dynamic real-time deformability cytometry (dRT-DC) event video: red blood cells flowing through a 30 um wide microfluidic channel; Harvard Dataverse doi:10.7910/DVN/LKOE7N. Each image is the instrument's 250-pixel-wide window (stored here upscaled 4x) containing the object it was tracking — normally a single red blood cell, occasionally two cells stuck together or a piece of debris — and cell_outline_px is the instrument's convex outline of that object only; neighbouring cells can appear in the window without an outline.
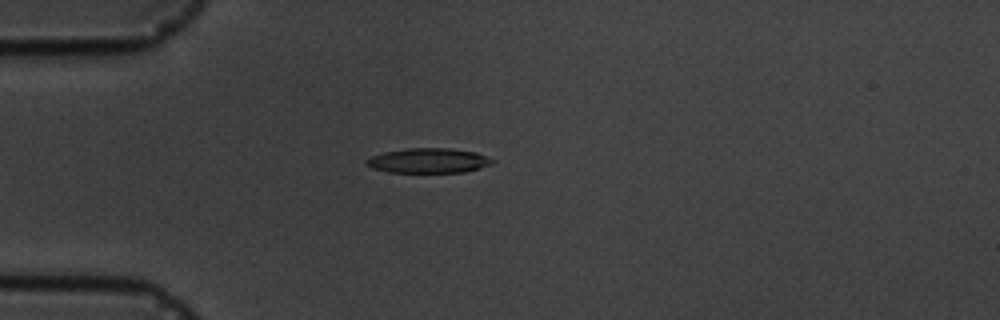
{"species": "common noctule bat (a hibernating species)", "species_latin": "Nyctalus noctula", "temperature_condition": "cold", "stored_images_in_passage": 10, "camera_frame_rate_fps": 3000, "um_per_image_px": 0.085, "animal": {"sex": "male", "body_mass_g": 19.5, "forearm_length_mm": 54.6}, "frame": {"image": 1, "passage_image": 4, "time_ms": 4.333, "image_size_px": [1000, 320], "cell_outline_px": [[492, 164], [480, 168], [464, 172], [388, 172], [372, 168], [364, 160], [372, 156], [384, 152], [408, 148], [448, 148], [476, 152], [492, 160]], "centroid_in_image_um": [36.4, 13.65], "position_along_channel_um": 48.6, "area_um2": 17.98}}
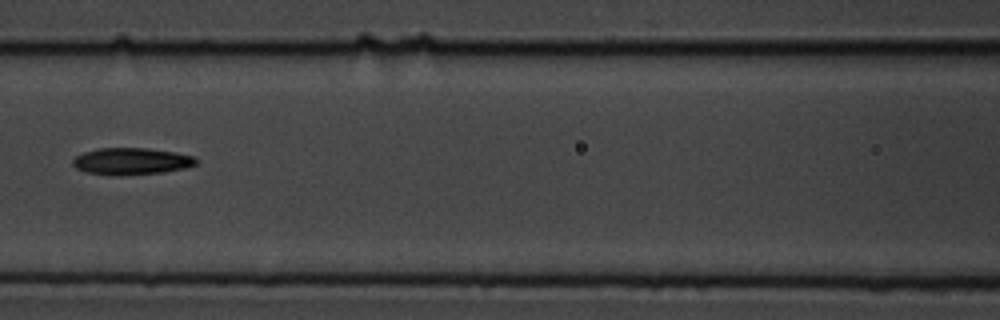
{"frame": {"image": 2, "passage_image": 7, "time_ms": 7.667, "image_size_px": [1000, 320], "cell_outline_px": [[200, 160], [196, 164], [184, 168], [164, 172], [120, 176], [112, 176], [84, 172], [76, 168], [72, 164], [72, 160], [76, 156], [84, 152], [100, 148], [148, 148], [176, 152], [196, 156]], "centroid_in_image_um": [11.19, 13.71], "position_along_channel_um": 155.4, "area_um2": 19.65}}
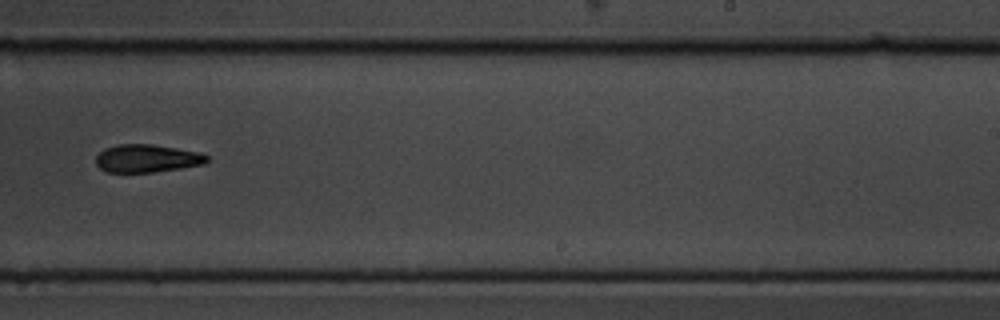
{"frame": {"image": 3, "passage_image": 10, "time_ms": 11.0, "image_size_px": [1000, 320], "cell_outline_px": [[208, 160], [204, 164], [180, 168], [152, 172], [108, 172], [100, 168], [96, 164], [96, 156], [104, 148], [116, 144], [152, 144], [200, 152], [208, 156]], "centroid_in_image_um": [12.48, 13.45], "position_along_channel_um": 276.5, "area_um2": 18.03}}